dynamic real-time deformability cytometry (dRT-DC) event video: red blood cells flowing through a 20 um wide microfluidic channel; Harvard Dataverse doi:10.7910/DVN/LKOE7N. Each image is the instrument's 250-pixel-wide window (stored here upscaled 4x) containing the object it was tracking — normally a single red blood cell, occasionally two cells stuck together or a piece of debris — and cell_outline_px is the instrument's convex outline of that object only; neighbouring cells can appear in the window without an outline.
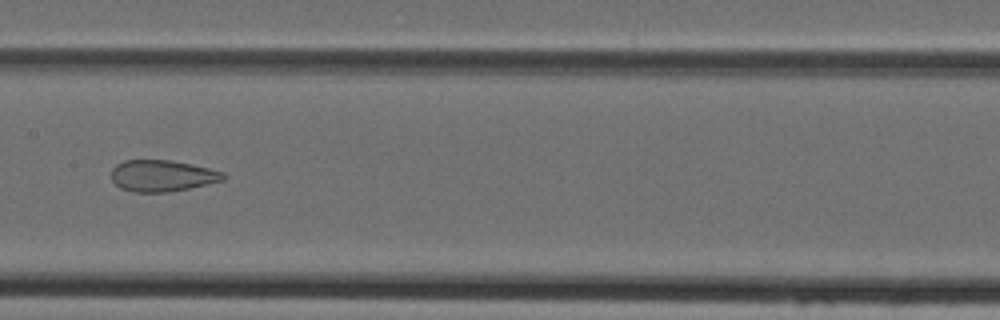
{"species": "Egyptian fruit bat (a non-hibernating species)", "species_latin": "Rousettus aegyptiacus", "temperature_condition": "cold", "stored_images_in_passage": 28, "camera_frame_rate_fps": 3000, "um_per_image_px": 0.085, "animal": {"sex": "female"}, "frame": {"image": 1, "passage_image": 10, "time_ms": 3.0, "image_size_px": [1000, 320], "cell_outline_px": [[228, 176], [224, 180], [188, 188], [168, 192], [132, 192], [120, 188], [112, 180], [112, 168], [116, 164], [124, 160], [172, 160], [192, 164], [224, 172]], "centroid_in_image_um": [13.79, 14.93], "position_along_channel_um": 193.6, "area_um2": 20.58}}
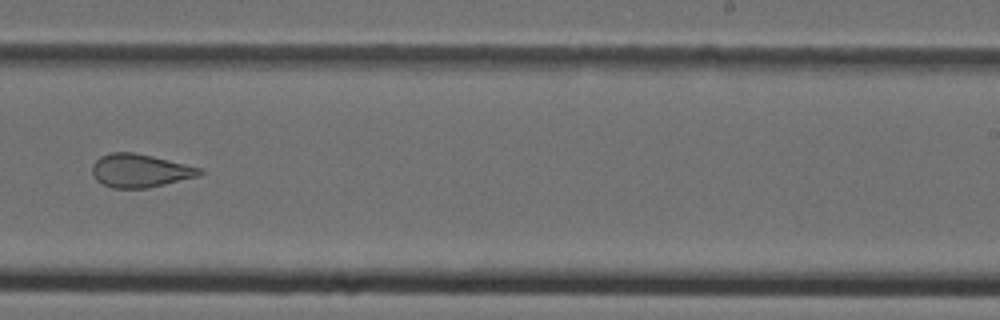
{"frame": {"image": 2, "passage_image": 16, "time_ms": 5.0, "image_size_px": [1000, 320], "cell_outline_px": [[204, 172], [200, 176], [148, 188], [112, 188], [96, 180], [92, 176], [92, 164], [100, 156], [112, 152], [136, 152], [200, 168]], "centroid_in_image_um": [11.88, 14.51], "position_along_channel_um": 277.1, "area_um2": 20.87}}
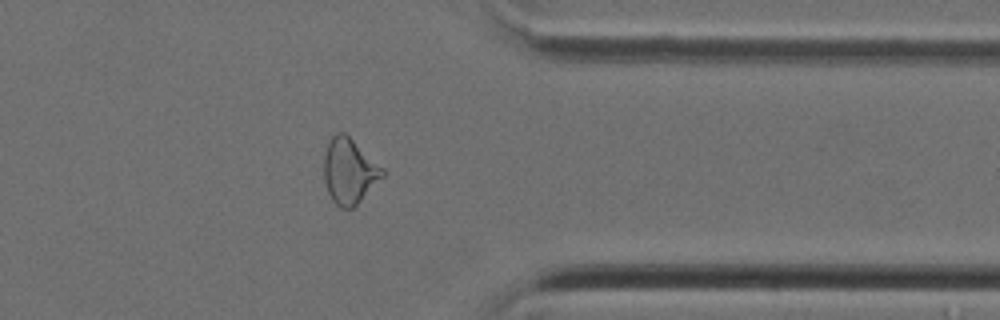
{"frame": {"image": 3, "passage_image": 24, "time_ms": 7.667, "image_size_px": [1000, 320], "cell_outline_px": [[384, 176], [352, 208], [340, 208], [332, 200], [324, 184], [324, 152], [328, 140], [336, 132], [344, 132], [384, 168]], "centroid_in_image_um": [29.66, 14.52], "position_along_channel_um": 381.7, "area_um2": 22.25}}